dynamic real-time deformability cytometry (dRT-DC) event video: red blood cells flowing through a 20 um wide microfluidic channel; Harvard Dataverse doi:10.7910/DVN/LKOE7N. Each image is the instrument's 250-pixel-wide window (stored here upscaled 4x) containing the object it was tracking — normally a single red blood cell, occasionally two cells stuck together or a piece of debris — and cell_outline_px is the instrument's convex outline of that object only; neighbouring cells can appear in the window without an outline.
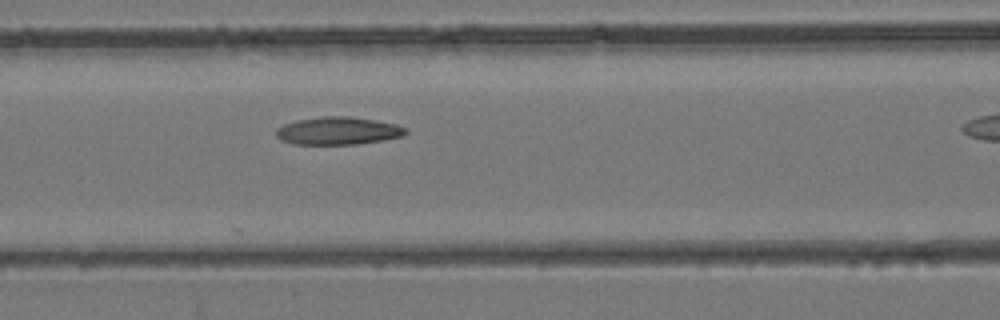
{"species": "common noctule bat (a hibernating species)", "species_latin": "Nyctalus noctula", "temperature_condition": "room temperature", "stored_images_in_passage": 15, "camera_frame_rate_fps": 3000, "um_per_image_px": 0.085, "animal": {"sex": "female", "body_mass_g": 24.6, "forearm_length_mm": 56.2}, "frame": {"image": 1, "passage_image": 10, "time_ms": 3.0, "image_size_px": [1000, 320], "cell_outline_px": [[408, 132], [404, 136], [384, 140], [356, 144], [292, 144], [280, 140], [276, 136], [276, 128], [284, 124], [296, 120], [320, 116], [348, 116], [376, 120], [396, 124], [408, 128]], "centroid_in_image_um": [28.74, 11.12], "position_along_channel_um": 137.9, "area_um2": 21.21}}
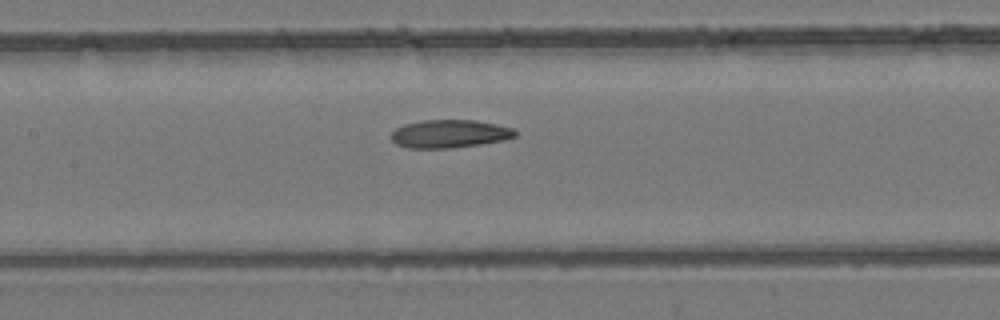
{"frame": {"image": 2, "passage_image": 12, "time_ms": 3.667, "image_size_px": [1000, 320], "cell_outline_px": [[516, 136], [504, 140], [480, 144], [452, 148], [408, 148], [396, 144], [392, 140], [392, 132], [396, 128], [404, 124], [424, 120], [476, 120], [496, 124], [512, 128], [516, 132]], "centroid_in_image_um": [38.21, 11.37], "position_along_channel_um": 169.2, "area_um2": 20.23}}
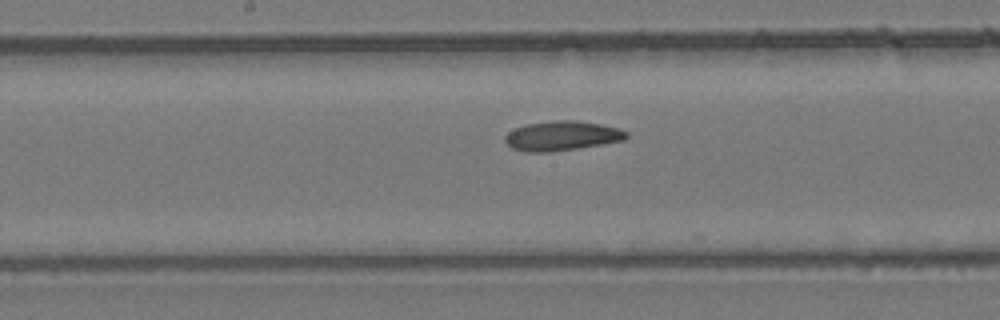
{"frame": {"image": 3, "passage_image": 14, "time_ms": 4.333, "image_size_px": [1000, 320], "cell_outline_px": [[628, 136], [624, 140], [576, 148], [548, 152], [524, 152], [512, 148], [504, 140], [504, 136], [508, 132], [516, 128], [528, 124], [556, 120], [576, 120], [600, 124], [620, 128], [628, 132]], "centroid_in_image_um": [47.76, 11.54], "position_along_channel_um": 200.4, "area_um2": 20.75}}